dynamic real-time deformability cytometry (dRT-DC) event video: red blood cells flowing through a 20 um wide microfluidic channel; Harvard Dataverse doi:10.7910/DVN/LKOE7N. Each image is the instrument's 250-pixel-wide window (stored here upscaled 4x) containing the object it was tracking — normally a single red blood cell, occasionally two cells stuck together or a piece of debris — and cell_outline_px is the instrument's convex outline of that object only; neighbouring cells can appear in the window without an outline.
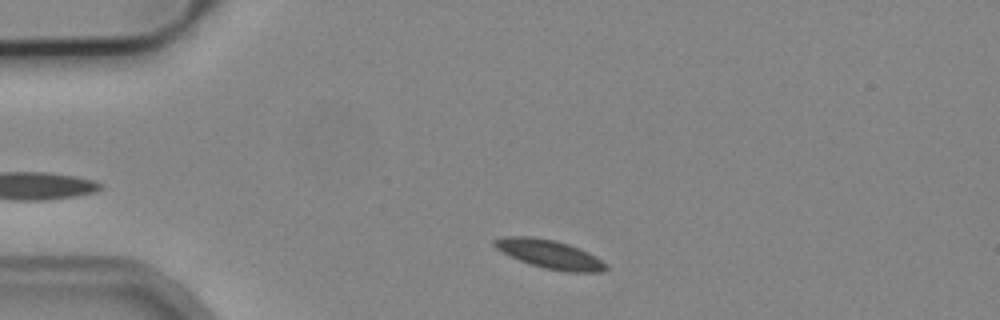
{"species": "common noctule bat (a hibernating species)", "species_latin": "Nyctalus noctula", "temperature_condition": "cold", "stored_images_in_passage": 2, "camera_frame_rate_fps": 3000, "um_per_image_px": 0.085, "animal": {"sex": "male", "body_mass_g": 19.2, "forearm_length_mm": 51.8}, "frame": {"image": 1, "passage_image": 1, "time_ms": 0.0, "image_size_px": [1000, 320], "cell_outline_px": [[608, 268], [604, 272], [568, 272], [544, 268], [528, 264], [496, 248], [492, 244], [492, 240], [504, 236], [532, 236], [556, 240], [580, 248], [596, 256], [608, 264]], "centroid_in_image_um": [46.75, 21.6], "position_along_channel_um": 38.2, "area_um2": 18.79}}